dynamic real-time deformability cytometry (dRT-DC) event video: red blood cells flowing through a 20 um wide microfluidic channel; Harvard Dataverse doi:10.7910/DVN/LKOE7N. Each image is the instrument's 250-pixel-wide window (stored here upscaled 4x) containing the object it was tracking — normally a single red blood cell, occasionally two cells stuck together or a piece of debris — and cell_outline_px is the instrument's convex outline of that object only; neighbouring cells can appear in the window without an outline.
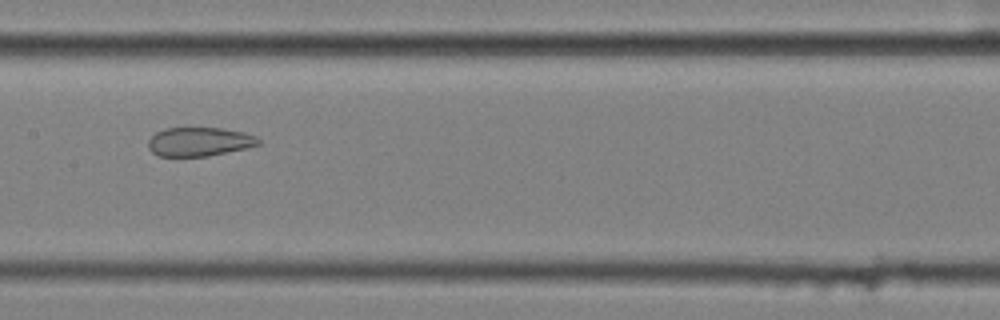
{"species": "common noctule bat (a hibernating species)", "species_latin": "Nyctalus noctula", "temperature_condition": "cold", "stored_images_in_passage": 58, "camera_frame_rate_fps": 3000, "um_per_image_px": 0.085, "animal": {"sex": "female", "body_mass_g": 25.1}, "frame": {"image": 1, "passage_image": 30, "time_ms": 9.667, "image_size_px": [1000, 320], "cell_outline_px": [[260, 144], [248, 148], [208, 156], [160, 156], [152, 152], [148, 148], [148, 140], [156, 132], [164, 128], [220, 128], [244, 132], [256, 136], [260, 140]], "centroid_in_image_um": [16.95, 12.04], "position_along_channel_um": 190.5, "area_um2": 18.61}}
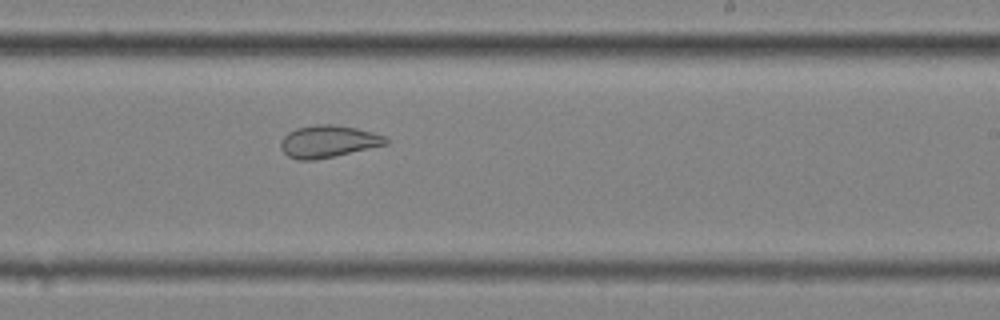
{"frame": {"image": 2, "passage_image": 36, "time_ms": 11.667, "image_size_px": [1000, 320], "cell_outline_px": [[388, 144], [332, 156], [312, 160], [296, 160], [288, 156], [280, 148], [280, 140], [288, 132], [296, 128], [316, 124], [332, 124], [356, 128], [372, 132], [384, 136], [388, 140]], "centroid_in_image_um": [27.85, 12.01], "position_along_channel_um": 261.1, "area_um2": 19.54}}
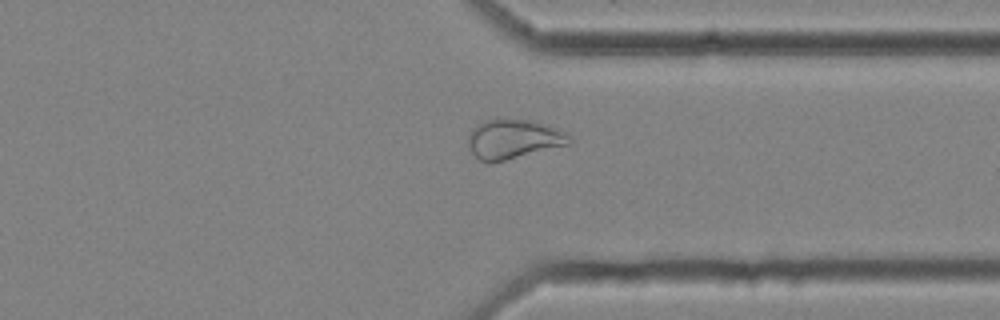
{"frame": {"image": 3, "passage_image": 45, "time_ms": 14.667, "image_size_px": [1000, 320], "cell_outline_px": [[572, 144], [488, 164], [480, 160], [468, 148], [468, 136], [472, 128], [484, 120], [496, 116], [528, 120], [544, 124], [556, 128], [572, 136]], "centroid_in_image_um": [43.62, 11.8], "position_along_channel_um": 367.8, "area_um2": 23.81}, "authors_computed_cell_mechanics": {"area_um2": 26.9637, "velocity_mm_per_s": 3.5365, "shape_relaxation_time_tau1_ms": null, "shape_relaxation_time_tau2_ms": 1.8709, "deformation_change_tau1": null, "deformation_change_tau2": 0.0814}}